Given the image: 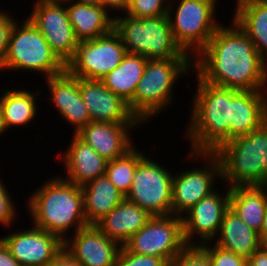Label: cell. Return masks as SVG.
Wrapping results in <instances>:
<instances>
[{"label":"cell","mask_w":267,"mask_h":266,"mask_svg":"<svg viewBox=\"0 0 267 266\" xmlns=\"http://www.w3.org/2000/svg\"><path fill=\"white\" fill-rule=\"evenodd\" d=\"M192 72L202 81L220 87L267 90V62L234 21L229 27L220 25L193 57Z\"/></svg>","instance_id":"6da1fadb"},{"label":"cell","mask_w":267,"mask_h":266,"mask_svg":"<svg viewBox=\"0 0 267 266\" xmlns=\"http://www.w3.org/2000/svg\"><path fill=\"white\" fill-rule=\"evenodd\" d=\"M43 183L28 198L27 210L33 226L58 236L64 242L73 226V233L88 226L81 187L66 181L62 175Z\"/></svg>","instance_id":"7a4b0ae2"},{"label":"cell","mask_w":267,"mask_h":266,"mask_svg":"<svg viewBox=\"0 0 267 266\" xmlns=\"http://www.w3.org/2000/svg\"><path fill=\"white\" fill-rule=\"evenodd\" d=\"M197 92L191 105L186 137L194 153H215L230 140V88L196 77Z\"/></svg>","instance_id":"3957f363"},{"label":"cell","mask_w":267,"mask_h":266,"mask_svg":"<svg viewBox=\"0 0 267 266\" xmlns=\"http://www.w3.org/2000/svg\"><path fill=\"white\" fill-rule=\"evenodd\" d=\"M221 179L228 187L267 185V121L246 135L232 138L215 153Z\"/></svg>","instance_id":"277c9868"},{"label":"cell","mask_w":267,"mask_h":266,"mask_svg":"<svg viewBox=\"0 0 267 266\" xmlns=\"http://www.w3.org/2000/svg\"><path fill=\"white\" fill-rule=\"evenodd\" d=\"M114 31L127 53L147 60L193 59L175 41L167 15L135 18L128 14L114 17Z\"/></svg>","instance_id":"5b68a950"},{"label":"cell","mask_w":267,"mask_h":266,"mask_svg":"<svg viewBox=\"0 0 267 266\" xmlns=\"http://www.w3.org/2000/svg\"><path fill=\"white\" fill-rule=\"evenodd\" d=\"M191 70L192 59L147 60L134 97L128 103L130 111L142 124L148 123V120L170 107L175 96L172 95L175 82Z\"/></svg>","instance_id":"8992f818"},{"label":"cell","mask_w":267,"mask_h":266,"mask_svg":"<svg viewBox=\"0 0 267 266\" xmlns=\"http://www.w3.org/2000/svg\"><path fill=\"white\" fill-rule=\"evenodd\" d=\"M0 69L12 72L31 70L41 72L44 78H49L64 73L66 65L52 51L42 33L26 17L23 22H15L7 54Z\"/></svg>","instance_id":"52a82bcc"},{"label":"cell","mask_w":267,"mask_h":266,"mask_svg":"<svg viewBox=\"0 0 267 266\" xmlns=\"http://www.w3.org/2000/svg\"><path fill=\"white\" fill-rule=\"evenodd\" d=\"M178 2L173 17L174 1L169 0L167 16L175 41L187 54L194 57L207 45L221 25L214 18L217 2L216 0H179Z\"/></svg>","instance_id":"ba28073f"},{"label":"cell","mask_w":267,"mask_h":266,"mask_svg":"<svg viewBox=\"0 0 267 266\" xmlns=\"http://www.w3.org/2000/svg\"><path fill=\"white\" fill-rule=\"evenodd\" d=\"M172 172L145 156L136 166L125 199L139 205L151 216L172 214Z\"/></svg>","instance_id":"9c48e42d"},{"label":"cell","mask_w":267,"mask_h":266,"mask_svg":"<svg viewBox=\"0 0 267 266\" xmlns=\"http://www.w3.org/2000/svg\"><path fill=\"white\" fill-rule=\"evenodd\" d=\"M123 246L134 254L160 257L170 265L187 246L183 236L182 216H152Z\"/></svg>","instance_id":"30bf717a"},{"label":"cell","mask_w":267,"mask_h":266,"mask_svg":"<svg viewBox=\"0 0 267 266\" xmlns=\"http://www.w3.org/2000/svg\"><path fill=\"white\" fill-rule=\"evenodd\" d=\"M126 54L120 36L113 30L102 37L79 42L66 71L75 78L100 80L118 67Z\"/></svg>","instance_id":"8fae6325"},{"label":"cell","mask_w":267,"mask_h":266,"mask_svg":"<svg viewBox=\"0 0 267 266\" xmlns=\"http://www.w3.org/2000/svg\"><path fill=\"white\" fill-rule=\"evenodd\" d=\"M191 158L204 159L205 166L187 169L173 176L172 214L184 216L183 213L196 205L201 199L215 191L214 183L221 175V164L214 153H189ZM216 177V178H215Z\"/></svg>","instance_id":"7c38bea8"},{"label":"cell","mask_w":267,"mask_h":266,"mask_svg":"<svg viewBox=\"0 0 267 266\" xmlns=\"http://www.w3.org/2000/svg\"><path fill=\"white\" fill-rule=\"evenodd\" d=\"M27 17L42 33L52 51L66 65L74 56L79 41L69 21L65 3L36 0Z\"/></svg>","instance_id":"4fadbf2b"},{"label":"cell","mask_w":267,"mask_h":266,"mask_svg":"<svg viewBox=\"0 0 267 266\" xmlns=\"http://www.w3.org/2000/svg\"><path fill=\"white\" fill-rule=\"evenodd\" d=\"M217 192L213 191L201 199L184 213V217L182 216L183 236L186 245L214 243L223 217L229 210L230 187L226 194ZM194 236L199 238V242L198 240L197 242L194 241Z\"/></svg>","instance_id":"5bb4252c"},{"label":"cell","mask_w":267,"mask_h":266,"mask_svg":"<svg viewBox=\"0 0 267 266\" xmlns=\"http://www.w3.org/2000/svg\"><path fill=\"white\" fill-rule=\"evenodd\" d=\"M31 227L0 240L21 266H46L64 248V242L54 234Z\"/></svg>","instance_id":"9a60e30c"},{"label":"cell","mask_w":267,"mask_h":266,"mask_svg":"<svg viewBox=\"0 0 267 266\" xmlns=\"http://www.w3.org/2000/svg\"><path fill=\"white\" fill-rule=\"evenodd\" d=\"M78 85L91 122L141 123L130 111L128 104L100 80L78 78Z\"/></svg>","instance_id":"2e32d148"},{"label":"cell","mask_w":267,"mask_h":266,"mask_svg":"<svg viewBox=\"0 0 267 266\" xmlns=\"http://www.w3.org/2000/svg\"><path fill=\"white\" fill-rule=\"evenodd\" d=\"M72 236L64 241V249L82 266L115 265L122 246L109 239L96 225L79 229Z\"/></svg>","instance_id":"e0dca14e"},{"label":"cell","mask_w":267,"mask_h":266,"mask_svg":"<svg viewBox=\"0 0 267 266\" xmlns=\"http://www.w3.org/2000/svg\"><path fill=\"white\" fill-rule=\"evenodd\" d=\"M141 123L90 122L76 135L91 146L101 157L110 161L124 155L134 145L130 130Z\"/></svg>","instance_id":"ac0fdd59"},{"label":"cell","mask_w":267,"mask_h":266,"mask_svg":"<svg viewBox=\"0 0 267 266\" xmlns=\"http://www.w3.org/2000/svg\"><path fill=\"white\" fill-rule=\"evenodd\" d=\"M266 96L267 90L230 88V140L249 134L267 121Z\"/></svg>","instance_id":"d6986e66"},{"label":"cell","mask_w":267,"mask_h":266,"mask_svg":"<svg viewBox=\"0 0 267 266\" xmlns=\"http://www.w3.org/2000/svg\"><path fill=\"white\" fill-rule=\"evenodd\" d=\"M50 91L51 101L55 104L59 115L71 126L75 134L91 122L90 115L85 107L78 85V78L71 76L67 71L45 79Z\"/></svg>","instance_id":"ffe728a7"},{"label":"cell","mask_w":267,"mask_h":266,"mask_svg":"<svg viewBox=\"0 0 267 266\" xmlns=\"http://www.w3.org/2000/svg\"><path fill=\"white\" fill-rule=\"evenodd\" d=\"M61 157L67 173V177L62 178L77 186L82 187L93 179L105 175L107 160L75 133L71 144Z\"/></svg>","instance_id":"44dd1931"},{"label":"cell","mask_w":267,"mask_h":266,"mask_svg":"<svg viewBox=\"0 0 267 266\" xmlns=\"http://www.w3.org/2000/svg\"><path fill=\"white\" fill-rule=\"evenodd\" d=\"M151 217L139 205L124 199L95 225L109 239L123 246Z\"/></svg>","instance_id":"7402d4cb"},{"label":"cell","mask_w":267,"mask_h":266,"mask_svg":"<svg viewBox=\"0 0 267 266\" xmlns=\"http://www.w3.org/2000/svg\"><path fill=\"white\" fill-rule=\"evenodd\" d=\"M64 3H66L65 8L75 37L79 42L102 37L114 30V17H111L102 5L72 0Z\"/></svg>","instance_id":"603a6c76"},{"label":"cell","mask_w":267,"mask_h":266,"mask_svg":"<svg viewBox=\"0 0 267 266\" xmlns=\"http://www.w3.org/2000/svg\"><path fill=\"white\" fill-rule=\"evenodd\" d=\"M218 235L216 246L246 259L262 246L259 233L244 223L230 208L223 217Z\"/></svg>","instance_id":"cb8c5ba5"},{"label":"cell","mask_w":267,"mask_h":266,"mask_svg":"<svg viewBox=\"0 0 267 266\" xmlns=\"http://www.w3.org/2000/svg\"><path fill=\"white\" fill-rule=\"evenodd\" d=\"M81 190L88 225H95L125 199V195L110 182L106 175L93 179L83 185Z\"/></svg>","instance_id":"d4e9b609"},{"label":"cell","mask_w":267,"mask_h":266,"mask_svg":"<svg viewBox=\"0 0 267 266\" xmlns=\"http://www.w3.org/2000/svg\"><path fill=\"white\" fill-rule=\"evenodd\" d=\"M233 21L254 43L258 54L267 62V0L236 2Z\"/></svg>","instance_id":"484cf974"},{"label":"cell","mask_w":267,"mask_h":266,"mask_svg":"<svg viewBox=\"0 0 267 266\" xmlns=\"http://www.w3.org/2000/svg\"><path fill=\"white\" fill-rule=\"evenodd\" d=\"M267 207V185L230 188L229 208L251 229L262 230Z\"/></svg>","instance_id":"4316f807"},{"label":"cell","mask_w":267,"mask_h":266,"mask_svg":"<svg viewBox=\"0 0 267 266\" xmlns=\"http://www.w3.org/2000/svg\"><path fill=\"white\" fill-rule=\"evenodd\" d=\"M4 91L0 94V126L3 133L11 126H25L36 119L38 112L36 97L41 92L40 90L35 91L36 94L26 89Z\"/></svg>","instance_id":"83f0119b"},{"label":"cell","mask_w":267,"mask_h":266,"mask_svg":"<svg viewBox=\"0 0 267 266\" xmlns=\"http://www.w3.org/2000/svg\"><path fill=\"white\" fill-rule=\"evenodd\" d=\"M146 63L147 59L142 55L127 53L120 65L103 76L100 81L128 104L134 97Z\"/></svg>","instance_id":"f1b7e54d"},{"label":"cell","mask_w":267,"mask_h":266,"mask_svg":"<svg viewBox=\"0 0 267 266\" xmlns=\"http://www.w3.org/2000/svg\"><path fill=\"white\" fill-rule=\"evenodd\" d=\"M142 153L133 146L124 155L107 161L105 175L125 196L131 188L137 164L145 157Z\"/></svg>","instance_id":"f546056e"},{"label":"cell","mask_w":267,"mask_h":266,"mask_svg":"<svg viewBox=\"0 0 267 266\" xmlns=\"http://www.w3.org/2000/svg\"><path fill=\"white\" fill-rule=\"evenodd\" d=\"M168 9L169 0H130L125 13L135 18H149L167 15Z\"/></svg>","instance_id":"4dcf8cb0"},{"label":"cell","mask_w":267,"mask_h":266,"mask_svg":"<svg viewBox=\"0 0 267 266\" xmlns=\"http://www.w3.org/2000/svg\"><path fill=\"white\" fill-rule=\"evenodd\" d=\"M209 244L210 242L199 246L208 255L212 266H247V259L245 257L219 248L215 244Z\"/></svg>","instance_id":"1f68e13d"},{"label":"cell","mask_w":267,"mask_h":266,"mask_svg":"<svg viewBox=\"0 0 267 266\" xmlns=\"http://www.w3.org/2000/svg\"><path fill=\"white\" fill-rule=\"evenodd\" d=\"M170 266H212L206 252L199 245H187Z\"/></svg>","instance_id":"d6a6232c"},{"label":"cell","mask_w":267,"mask_h":266,"mask_svg":"<svg viewBox=\"0 0 267 266\" xmlns=\"http://www.w3.org/2000/svg\"><path fill=\"white\" fill-rule=\"evenodd\" d=\"M114 266H170L164 259L151 255H139L121 247Z\"/></svg>","instance_id":"836d02e7"},{"label":"cell","mask_w":267,"mask_h":266,"mask_svg":"<svg viewBox=\"0 0 267 266\" xmlns=\"http://www.w3.org/2000/svg\"><path fill=\"white\" fill-rule=\"evenodd\" d=\"M9 196V192L2 183V179H0V223L1 225L6 227H10V225L14 222L15 216L17 214L15 209V201Z\"/></svg>","instance_id":"e575fe53"},{"label":"cell","mask_w":267,"mask_h":266,"mask_svg":"<svg viewBox=\"0 0 267 266\" xmlns=\"http://www.w3.org/2000/svg\"><path fill=\"white\" fill-rule=\"evenodd\" d=\"M13 18L8 11H0V66L3 64L7 54L12 28L15 22L18 21Z\"/></svg>","instance_id":"d590c367"},{"label":"cell","mask_w":267,"mask_h":266,"mask_svg":"<svg viewBox=\"0 0 267 266\" xmlns=\"http://www.w3.org/2000/svg\"><path fill=\"white\" fill-rule=\"evenodd\" d=\"M46 266H82L64 248Z\"/></svg>","instance_id":"8d00e7d4"},{"label":"cell","mask_w":267,"mask_h":266,"mask_svg":"<svg viewBox=\"0 0 267 266\" xmlns=\"http://www.w3.org/2000/svg\"><path fill=\"white\" fill-rule=\"evenodd\" d=\"M247 266H267V245H262L247 259Z\"/></svg>","instance_id":"74e56055"},{"label":"cell","mask_w":267,"mask_h":266,"mask_svg":"<svg viewBox=\"0 0 267 266\" xmlns=\"http://www.w3.org/2000/svg\"><path fill=\"white\" fill-rule=\"evenodd\" d=\"M0 266H21V264L12 257L8 248L0 240Z\"/></svg>","instance_id":"f35d334b"},{"label":"cell","mask_w":267,"mask_h":266,"mask_svg":"<svg viewBox=\"0 0 267 266\" xmlns=\"http://www.w3.org/2000/svg\"><path fill=\"white\" fill-rule=\"evenodd\" d=\"M130 0H101V5L110 11L118 12L119 10L125 12L128 8Z\"/></svg>","instance_id":"ab89813d"},{"label":"cell","mask_w":267,"mask_h":266,"mask_svg":"<svg viewBox=\"0 0 267 266\" xmlns=\"http://www.w3.org/2000/svg\"><path fill=\"white\" fill-rule=\"evenodd\" d=\"M259 236H260L262 245H267V207H266L265 214H264L262 230L260 231Z\"/></svg>","instance_id":"60d3db41"},{"label":"cell","mask_w":267,"mask_h":266,"mask_svg":"<svg viewBox=\"0 0 267 266\" xmlns=\"http://www.w3.org/2000/svg\"><path fill=\"white\" fill-rule=\"evenodd\" d=\"M75 1L79 3H85V4H91V5H101V0H75Z\"/></svg>","instance_id":"b9f144b4"},{"label":"cell","mask_w":267,"mask_h":266,"mask_svg":"<svg viewBox=\"0 0 267 266\" xmlns=\"http://www.w3.org/2000/svg\"><path fill=\"white\" fill-rule=\"evenodd\" d=\"M40 1L64 3L71 0H40Z\"/></svg>","instance_id":"7bdbcfd3"},{"label":"cell","mask_w":267,"mask_h":266,"mask_svg":"<svg viewBox=\"0 0 267 266\" xmlns=\"http://www.w3.org/2000/svg\"><path fill=\"white\" fill-rule=\"evenodd\" d=\"M1 134H3V132H2V130H1V126H0V136H1Z\"/></svg>","instance_id":"ee69618b"}]
</instances>
